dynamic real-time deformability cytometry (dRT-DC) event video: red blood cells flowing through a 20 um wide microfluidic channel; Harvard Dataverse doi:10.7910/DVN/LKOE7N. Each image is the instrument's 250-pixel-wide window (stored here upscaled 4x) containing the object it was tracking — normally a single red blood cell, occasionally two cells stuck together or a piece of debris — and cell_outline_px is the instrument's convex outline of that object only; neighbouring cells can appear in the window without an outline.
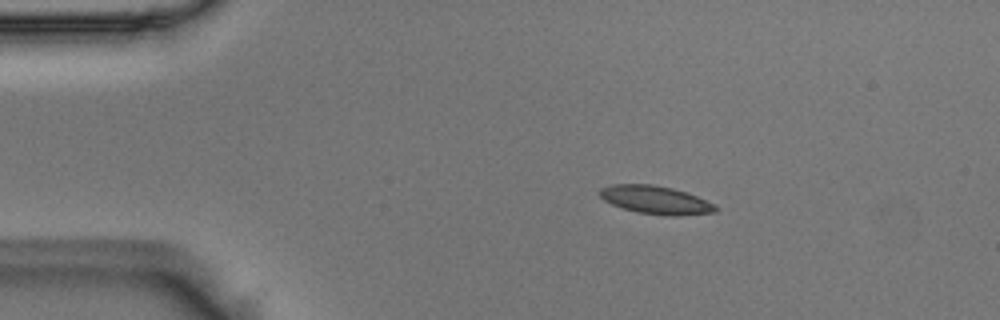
{"species": "Egyptian fruit bat (a non-hibernating species)", "species_latin": "Rousettus aegyptiacus", "temperature_condition": "room temperature", "stored_images_in_passage": 4, "camera_frame_rate_fps": 3000, "um_per_image_px": 0.085, "animal": {"sex": "male"}, "frame": {"image": 1, "passage_image": 1, "time_ms": 0.0, "image_size_px": [1000, 320], "cell_outline_px": [[720, 208], [716, 212], [676, 216], [668, 216], [636, 212], [612, 204], [604, 200], [600, 196], [600, 188], [612, 184], [652, 184], [672, 188], [688, 192], [716, 204]], "centroid_in_image_um": [55.78, 16.99], "position_along_channel_um": 29.2, "area_um2": 19.19}}
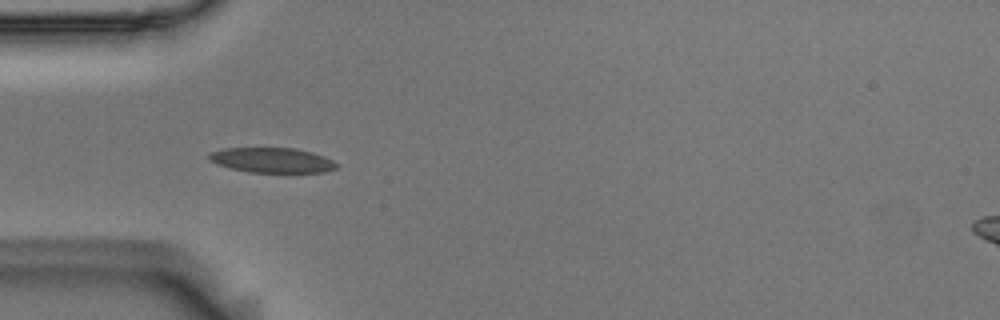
{"frame": {"image": 2, "passage_image": 3, "time_ms": 0.667, "image_size_px": [1000, 320], "cell_outline_px": [[336, 168], [324, 172], [248, 172], [216, 164], [208, 160], [208, 152], [224, 148], [296, 148], [312, 152], [324, 156], [332, 160], [336, 164]], "centroid_in_image_um": [23.07, 13.6], "position_along_channel_um": 61.9, "area_um2": 18.55}}
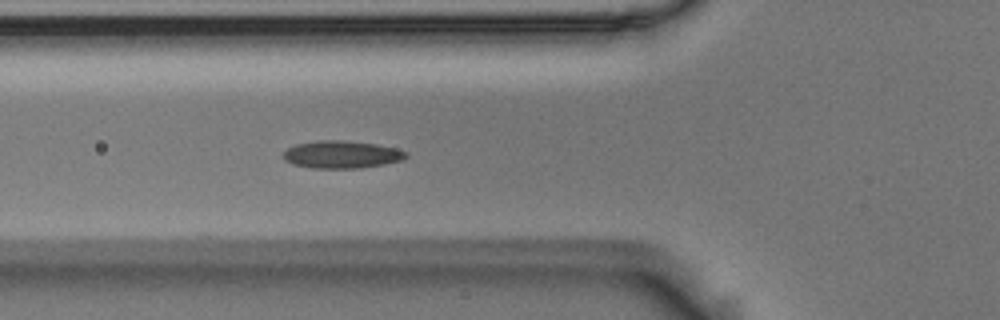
{"frame": {"image": 3, "passage_image": 4, "time_ms": 1.0, "image_size_px": [1000, 320], "cell_outline_px": [[408, 156], [404, 160], [384, 164], [360, 168], [312, 168], [292, 164], [284, 160], [284, 152], [288, 148], [296, 144], [316, 140], [344, 140], [376, 144], [396, 148], [408, 152]], "centroid_in_image_um": [29.06, 13.13], "position_along_channel_um": 96.7, "area_um2": 19.83}}